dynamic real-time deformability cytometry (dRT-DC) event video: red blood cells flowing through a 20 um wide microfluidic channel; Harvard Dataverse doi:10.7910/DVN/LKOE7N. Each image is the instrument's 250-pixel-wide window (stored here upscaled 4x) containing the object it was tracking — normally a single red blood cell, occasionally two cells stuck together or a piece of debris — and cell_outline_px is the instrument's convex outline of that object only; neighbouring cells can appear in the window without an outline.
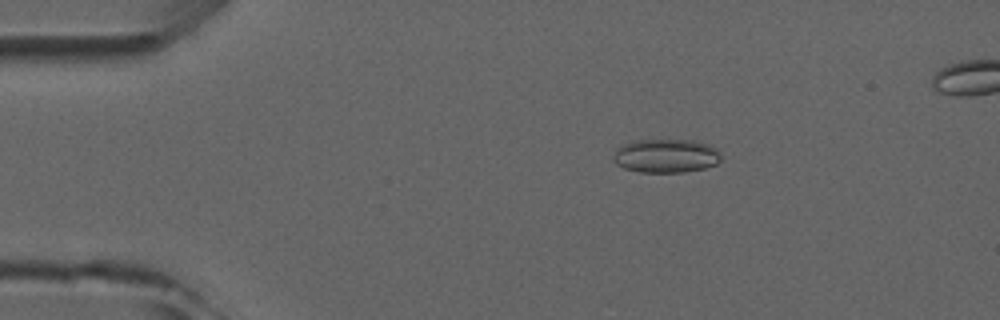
{"species": "common noctule bat (a hibernating species)", "species_latin": "Nyctalus noctula", "temperature_condition": "room temperature", "stored_images_in_passage": 4, "camera_frame_rate_fps": 3000, "um_per_image_px": 0.085, "animal": {"sex": "male", "forearm_length_mm": 52.5}, "frame": {"image": 1, "passage_image": 2, "time_ms": 1.333, "image_size_px": [1000, 320], "cell_outline_px": [[720, 160], [716, 164], [704, 168], [684, 172], [640, 172], [624, 168], [616, 164], [612, 160], [616, 148], [632, 140], [696, 140], [708, 144], [716, 148], [720, 152]], "centroid_in_image_um": [56.6, 13.24], "position_along_channel_um": 28.4, "area_um2": 21.33}}